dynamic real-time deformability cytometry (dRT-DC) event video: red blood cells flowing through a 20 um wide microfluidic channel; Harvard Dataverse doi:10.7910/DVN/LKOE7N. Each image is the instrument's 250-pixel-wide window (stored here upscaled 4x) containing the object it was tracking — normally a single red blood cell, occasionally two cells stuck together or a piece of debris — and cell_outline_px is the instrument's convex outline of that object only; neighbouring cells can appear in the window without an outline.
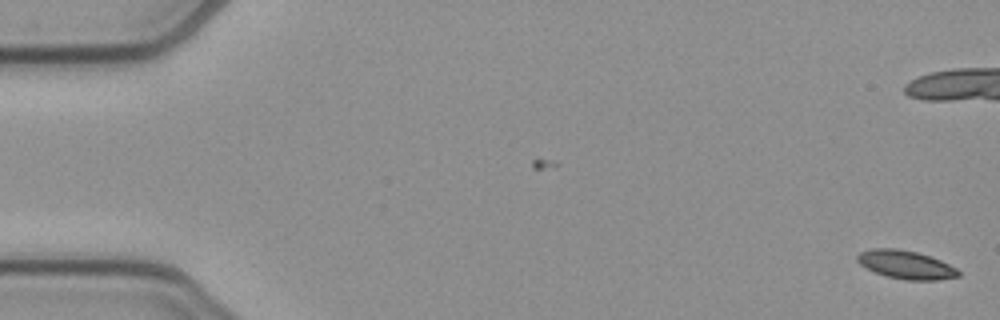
{"species": "common noctule bat (a hibernating species)", "species_latin": "Nyctalus noctula", "temperature_condition": "cold", "stored_images_in_passage": 54, "camera_frame_rate_fps": 3000, "um_per_image_px": 0.085, "animal": {"sex": "female", "body_mass_g": 21.9}, "frame": {"image": 1, "passage_image": 1, "time_ms": 0.0, "image_size_px": [1000, 320], "cell_outline_px": [[960, 276], [940, 280], [904, 280], [888, 276], [876, 272], [860, 264], [856, 260], [856, 256], [860, 252], [872, 248], [896, 248], [916, 252], [940, 260], [956, 268], [960, 272]], "centroid_in_image_um": [77.0, 22.5], "position_along_channel_um": 8.0, "area_um2": 16.59}, "authors_computed_cell_mechanics": {"area_um2": 16.8776, "velocity_mm_per_s": 3.8923, "shape_relaxation_time_tau1_ms": null, "shape_relaxation_time_tau2_ms": 5.5277, "deformation_change_tau1": null, "deformation_change_tau2": 0.0919}}